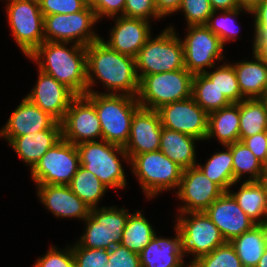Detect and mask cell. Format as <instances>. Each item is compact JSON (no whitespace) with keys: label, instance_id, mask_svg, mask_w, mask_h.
I'll use <instances>...</instances> for the list:
<instances>
[{"label":"cell","instance_id":"obj_1","mask_svg":"<svg viewBox=\"0 0 267 267\" xmlns=\"http://www.w3.org/2000/svg\"><path fill=\"white\" fill-rule=\"evenodd\" d=\"M86 55L87 93H92L99 80L107 90L101 94L137 96L139 77L135 58L112 50L101 39L86 46Z\"/></svg>","mask_w":267,"mask_h":267},{"label":"cell","instance_id":"obj_2","mask_svg":"<svg viewBox=\"0 0 267 267\" xmlns=\"http://www.w3.org/2000/svg\"><path fill=\"white\" fill-rule=\"evenodd\" d=\"M27 58L32 62L35 61L34 64H37L39 70L66 85L76 95L87 93L85 46L44 41Z\"/></svg>","mask_w":267,"mask_h":267},{"label":"cell","instance_id":"obj_3","mask_svg":"<svg viewBox=\"0 0 267 267\" xmlns=\"http://www.w3.org/2000/svg\"><path fill=\"white\" fill-rule=\"evenodd\" d=\"M85 96L94 104L102 129V140L125 147L133 115L141 107L134 96L101 94L92 90Z\"/></svg>","mask_w":267,"mask_h":267},{"label":"cell","instance_id":"obj_4","mask_svg":"<svg viewBox=\"0 0 267 267\" xmlns=\"http://www.w3.org/2000/svg\"><path fill=\"white\" fill-rule=\"evenodd\" d=\"M76 148L80 165L92 172L108 189L117 191L127 187L121 161L129 164V157L124 147L99 140L80 143Z\"/></svg>","mask_w":267,"mask_h":267},{"label":"cell","instance_id":"obj_5","mask_svg":"<svg viewBox=\"0 0 267 267\" xmlns=\"http://www.w3.org/2000/svg\"><path fill=\"white\" fill-rule=\"evenodd\" d=\"M129 165L147 200L164 191H177L184 170L160 150L137 154Z\"/></svg>","mask_w":267,"mask_h":267},{"label":"cell","instance_id":"obj_6","mask_svg":"<svg viewBox=\"0 0 267 267\" xmlns=\"http://www.w3.org/2000/svg\"><path fill=\"white\" fill-rule=\"evenodd\" d=\"M178 36L174 26L169 25L156 37H149L135 58L139 80L145 75L185 68L184 48Z\"/></svg>","mask_w":267,"mask_h":267},{"label":"cell","instance_id":"obj_7","mask_svg":"<svg viewBox=\"0 0 267 267\" xmlns=\"http://www.w3.org/2000/svg\"><path fill=\"white\" fill-rule=\"evenodd\" d=\"M193 74L186 68L145 75L139 80L136 96L142 108L157 110L161 106L192 96Z\"/></svg>","mask_w":267,"mask_h":267},{"label":"cell","instance_id":"obj_8","mask_svg":"<svg viewBox=\"0 0 267 267\" xmlns=\"http://www.w3.org/2000/svg\"><path fill=\"white\" fill-rule=\"evenodd\" d=\"M129 214L128 208L117 206L91 208L90 215L84 220V233L76 243L84 248L110 250L121 243Z\"/></svg>","mask_w":267,"mask_h":267},{"label":"cell","instance_id":"obj_9","mask_svg":"<svg viewBox=\"0 0 267 267\" xmlns=\"http://www.w3.org/2000/svg\"><path fill=\"white\" fill-rule=\"evenodd\" d=\"M7 20L13 38L28 57L44 41V16L39 0H6Z\"/></svg>","mask_w":267,"mask_h":267},{"label":"cell","instance_id":"obj_10","mask_svg":"<svg viewBox=\"0 0 267 267\" xmlns=\"http://www.w3.org/2000/svg\"><path fill=\"white\" fill-rule=\"evenodd\" d=\"M99 23L95 11L87 5L76 13L44 16L45 41L88 46L101 39L95 29Z\"/></svg>","mask_w":267,"mask_h":267},{"label":"cell","instance_id":"obj_11","mask_svg":"<svg viewBox=\"0 0 267 267\" xmlns=\"http://www.w3.org/2000/svg\"><path fill=\"white\" fill-rule=\"evenodd\" d=\"M176 219L174 225L182 235L184 256H193L189 264L226 242L205 211L178 213Z\"/></svg>","mask_w":267,"mask_h":267},{"label":"cell","instance_id":"obj_12","mask_svg":"<svg viewBox=\"0 0 267 267\" xmlns=\"http://www.w3.org/2000/svg\"><path fill=\"white\" fill-rule=\"evenodd\" d=\"M80 166L76 145L61 138L30 170L36 185H69Z\"/></svg>","mask_w":267,"mask_h":267},{"label":"cell","instance_id":"obj_13","mask_svg":"<svg viewBox=\"0 0 267 267\" xmlns=\"http://www.w3.org/2000/svg\"><path fill=\"white\" fill-rule=\"evenodd\" d=\"M186 31L187 34L181 40L184 48V66L190 73L202 74L208 68L214 69L218 61H224L225 47L220 38L206 25L187 26Z\"/></svg>","mask_w":267,"mask_h":267},{"label":"cell","instance_id":"obj_14","mask_svg":"<svg viewBox=\"0 0 267 267\" xmlns=\"http://www.w3.org/2000/svg\"><path fill=\"white\" fill-rule=\"evenodd\" d=\"M62 138L78 145L102 140L100 120L94 104L85 96L77 95L61 121Z\"/></svg>","mask_w":267,"mask_h":267},{"label":"cell","instance_id":"obj_15","mask_svg":"<svg viewBox=\"0 0 267 267\" xmlns=\"http://www.w3.org/2000/svg\"><path fill=\"white\" fill-rule=\"evenodd\" d=\"M161 125L170 130L193 136L200 141L208 133V113L189 97L161 106L157 109Z\"/></svg>","mask_w":267,"mask_h":267},{"label":"cell","instance_id":"obj_16","mask_svg":"<svg viewBox=\"0 0 267 267\" xmlns=\"http://www.w3.org/2000/svg\"><path fill=\"white\" fill-rule=\"evenodd\" d=\"M223 193L198 166L184 169L176 192L177 198L183 203L177 207V213L205 211Z\"/></svg>","mask_w":267,"mask_h":267},{"label":"cell","instance_id":"obj_17","mask_svg":"<svg viewBox=\"0 0 267 267\" xmlns=\"http://www.w3.org/2000/svg\"><path fill=\"white\" fill-rule=\"evenodd\" d=\"M109 40H101L112 50L136 58L151 34V21L125 16H115Z\"/></svg>","mask_w":267,"mask_h":267},{"label":"cell","instance_id":"obj_18","mask_svg":"<svg viewBox=\"0 0 267 267\" xmlns=\"http://www.w3.org/2000/svg\"><path fill=\"white\" fill-rule=\"evenodd\" d=\"M76 96L66 85L38 69L36 84L25 97L61 122Z\"/></svg>","mask_w":267,"mask_h":267},{"label":"cell","instance_id":"obj_19","mask_svg":"<svg viewBox=\"0 0 267 267\" xmlns=\"http://www.w3.org/2000/svg\"><path fill=\"white\" fill-rule=\"evenodd\" d=\"M161 134L157 110L140 107L133 115L129 139L124 147L129 160L137 154L159 150Z\"/></svg>","mask_w":267,"mask_h":267},{"label":"cell","instance_id":"obj_20","mask_svg":"<svg viewBox=\"0 0 267 267\" xmlns=\"http://www.w3.org/2000/svg\"><path fill=\"white\" fill-rule=\"evenodd\" d=\"M205 213L218 227L225 241L228 242L256 225L228 191L217 198L205 210Z\"/></svg>","mask_w":267,"mask_h":267},{"label":"cell","instance_id":"obj_21","mask_svg":"<svg viewBox=\"0 0 267 267\" xmlns=\"http://www.w3.org/2000/svg\"><path fill=\"white\" fill-rule=\"evenodd\" d=\"M36 194L48 211L56 218L84 220L90 215L91 208L68 185H36Z\"/></svg>","mask_w":267,"mask_h":267},{"label":"cell","instance_id":"obj_22","mask_svg":"<svg viewBox=\"0 0 267 267\" xmlns=\"http://www.w3.org/2000/svg\"><path fill=\"white\" fill-rule=\"evenodd\" d=\"M57 120L24 97L0 129V137L16 138L50 129Z\"/></svg>","mask_w":267,"mask_h":267},{"label":"cell","instance_id":"obj_23","mask_svg":"<svg viewBox=\"0 0 267 267\" xmlns=\"http://www.w3.org/2000/svg\"><path fill=\"white\" fill-rule=\"evenodd\" d=\"M175 237H161L157 233L139 253L141 267H186L182 235L174 225Z\"/></svg>","mask_w":267,"mask_h":267},{"label":"cell","instance_id":"obj_24","mask_svg":"<svg viewBox=\"0 0 267 267\" xmlns=\"http://www.w3.org/2000/svg\"><path fill=\"white\" fill-rule=\"evenodd\" d=\"M61 122H56L50 129L29 133L16 138H4L17 156L30 168L60 139Z\"/></svg>","mask_w":267,"mask_h":267},{"label":"cell","instance_id":"obj_25","mask_svg":"<svg viewBox=\"0 0 267 267\" xmlns=\"http://www.w3.org/2000/svg\"><path fill=\"white\" fill-rule=\"evenodd\" d=\"M252 54L250 61L245 59L232 65L241 94L246 99L264 98L267 93V64L254 52Z\"/></svg>","mask_w":267,"mask_h":267},{"label":"cell","instance_id":"obj_26","mask_svg":"<svg viewBox=\"0 0 267 267\" xmlns=\"http://www.w3.org/2000/svg\"><path fill=\"white\" fill-rule=\"evenodd\" d=\"M199 139L162 127L159 150L183 169L197 166L196 145Z\"/></svg>","mask_w":267,"mask_h":267},{"label":"cell","instance_id":"obj_27","mask_svg":"<svg viewBox=\"0 0 267 267\" xmlns=\"http://www.w3.org/2000/svg\"><path fill=\"white\" fill-rule=\"evenodd\" d=\"M239 106L238 103L213 111L208 114V133L206 141L215 139L222 145L239 141Z\"/></svg>","mask_w":267,"mask_h":267},{"label":"cell","instance_id":"obj_28","mask_svg":"<svg viewBox=\"0 0 267 267\" xmlns=\"http://www.w3.org/2000/svg\"><path fill=\"white\" fill-rule=\"evenodd\" d=\"M238 191L229 189L237 204L256 224H267V195L257 181H241ZM232 190V191H231Z\"/></svg>","mask_w":267,"mask_h":267},{"label":"cell","instance_id":"obj_29","mask_svg":"<svg viewBox=\"0 0 267 267\" xmlns=\"http://www.w3.org/2000/svg\"><path fill=\"white\" fill-rule=\"evenodd\" d=\"M230 243L243 267H256L267 247V224H256L249 231L233 238Z\"/></svg>","mask_w":267,"mask_h":267},{"label":"cell","instance_id":"obj_30","mask_svg":"<svg viewBox=\"0 0 267 267\" xmlns=\"http://www.w3.org/2000/svg\"><path fill=\"white\" fill-rule=\"evenodd\" d=\"M238 106L239 141L267 131V103L263 98L244 99Z\"/></svg>","mask_w":267,"mask_h":267},{"label":"cell","instance_id":"obj_31","mask_svg":"<svg viewBox=\"0 0 267 267\" xmlns=\"http://www.w3.org/2000/svg\"><path fill=\"white\" fill-rule=\"evenodd\" d=\"M222 147L225 150L214 152L206 163L203 165L197 163V166L208 179L216 183L224 192H227L233 186L236 187L235 185L239 182L234 181L231 149L227 145Z\"/></svg>","mask_w":267,"mask_h":267},{"label":"cell","instance_id":"obj_32","mask_svg":"<svg viewBox=\"0 0 267 267\" xmlns=\"http://www.w3.org/2000/svg\"><path fill=\"white\" fill-rule=\"evenodd\" d=\"M142 212L143 210H137L129 214L120 243L136 253H140L156 234L152 224Z\"/></svg>","mask_w":267,"mask_h":267},{"label":"cell","instance_id":"obj_33","mask_svg":"<svg viewBox=\"0 0 267 267\" xmlns=\"http://www.w3.org/2000/svg\"><path fill=\"white\" fill-rule=\"evenodd\" d=\"M68 186L90 208H97L108 190L99 178L81 165Z\"/></svg>","mask_w":267,"mask_h":267},{"label":"cell","instance_id":"obj_34","mask_svg":"<svg viewBox=\"0 0 267 267\" xmlns=\"http://www.w3.org/2000/svg\"><path fill=\"white\" fill-rule=\"evenodd\" d=\"M192 97L208 114L231 104L226 96L203 73L193 76Z\"/></svg>","mask_w":267,"mask_h":267},{"label":"cell","instance_id":"obj_35","mask_svg":"<svg viewBox=\"0 0 267 267\" xmlns=\"http://www.w3.org/2000/svg\"><path fill=\"white\" fill-rule=\"evenodd\" d=\"M233 157L234 181L240 182L244 174L249 178L245 181H257L262 171L263 164L256 158L252 151L241 141L227 145Z\"/></svg>","mask_w":267,"mask_h":267},{"label":"cell","instance_id":"obj_36","mask_svg":"<svg viewBox=\"0 0 267 267\" xmlns=\"http://www.w3.org/2000/svg\"><path fill=\"white\" fill-rule=\"evenodd\" d=\"M243 11L247 14H251L250 10L244 7L233 10L213 11L206 26L217 35L222 44L226 46L225 43L227 44L230 41L235 42L239 37L238 34L240 30L238 29V24H235V20Z\"/></svg>","mask_w":267,"mask_h":267},{"label":"cell","instance_id":"obj_37","mask_svg":"<svg viewBox=\"0 0 267 267\" xmlns=\"http://www.w3.org/2000/svg\"><path fill=\"white\" fill-rule=\"evenodd\" d=\"M222 92L231 103H239L246 99L239 89L235 69L232 63L217 64L214 70L203 73Z\"/></svg>","mask_w":267,"mask_h":267},{"label":"cell","instance_id":"obj_38","mask_svg":"<svg viewBox=\"0 0 267 267\" xmlns=\"http://www.w3.org/2000/svg\"><path fill=\"white\" fill-rule=\"evenodd\" d=\"M192 267H243L233 245L226 241L211 253L197 258Z\"/></svg>","mask_w":267,"mask_h":267},{"label":"cell","instance_id":"obj_39","mask_svg":"<svg viewBox=\"0 0 267 267\" xmlns=\"http://www.w3.org/2000/svg\"><path fill=\"white\" fill-rule=\"evenodd\" d=\"M183 12L187 25H206L214 11L209 0H181L177 12Z\"/></svg>","mask_w":267,"mask_h":267},{"label":"cell","instance_id":"obj_40","mask_svg":"<svg viewBox=\"0 0 267 267\" xmlns=\"http://www.w3.org/2000/svg\"><path fill=\"white\" fill-rule=\"evenodd\" d=\"M75 267H104L109 259V250L80 247L72 245Z\"/></svg>","mask_w":267,"mask_h":267},{"label":"cell","instance_id":"obj_41","mask_svg":"<svg viewBox=\"0 0 267 267\" xmlns=\"http://www.w3.org/2000/svg\"><path fill=\"white\" fill-rule=\"evenodd\" d=\"M32 267H75L72 245L61 249L51 245L46 254L40 256Z\"/></svg>","mask_w":267,"mask_h":267},{"label":"cell","instance_id":"obj_42","mask_svg":"<svg viewBox=\"0 0 267 267\" xmlns=\"http://www.w3.org/2000/svg\"><path fill=\"white\" fill-rule=\"evenodd\" d=\"M123 16L139 18L147 21L160 20L163 17L158 13L154 0H126Z\"/></svg>","mask_w":267,"mask_h":267},{"label":"cell","instance_id":"obj_43","mask_svg":"<svg viewBox=\"0 0 267 267\" xmlns=\"http://www.w3.org/2000/svg\"><path fill=\"white\" fill-rule=\"evenodd\" d=\"M43 16L76 13L88 5V0H39Z\"/></svg>","mask_w":267,"mask_h":267},{"label":"cell","instance_id":"obj_44","mask_svg":"<svg viewBox=\"0 0 267 267\" xmlns=\"http://www.w3.org/2000/svg\"><path fill=\"white\" fill-rule=\"evenodd\" d=\"M108 262L113 267H141L140 255L118 244L109 250Z\"/></svg>","mask_w":267,"mask_h":267},{"label":"cell","instance_id":"obj_45","mask_svg":"<svg viewBox=\"0 0 267 267\" xmlns=\"http://www.w3.org/2000/svg\"><path fill=\"white\" fill-rule=\"evenodd\" d=\"M125 2L126 0H88V5L100 21L103 17L112 19L115 16H123Z\"/></svg>","mask_w":267,"mask_h":267},{"label":"cell","instance_id":"obj_46","mask_svg":"<svg viewBox=\"0 0 267 267\" xmlns=\"http://www.w3.org/2000/svg\"><path fill=\"white\" fill-rule=\"evenodd\" d=\"M250 12L254 17L253 39H267V0H261Z\"/></svg>","mask_w":267,"mask_h":267},{"label":"cell","instance_id":"obj_47","mask_svg":"<svg viewBox=\"0 0 267 267\" xmlns=\"http://www.w3.org/2000/svg\"><path fill=\"white\" fill-rule=\"evenodd\" d=\"M241 142L252 151L263 165L267 164V131L242 139Z\"/></svg>","mask_w":267,"mask_h":267},{"label":"cell","instance_id":"obj_48","mask_svg":"<svg viewBox=\"0 0 267 267\" xmlns=\"http://www.w3.org/2000/svg\"><path fill=\"white\" fill-rule=\"evenodd\" d=\"M158 13L165 18L166 16L177 13L181 0H154Z\"/></svg>","mask_w":267,"mask_h":267},{"label":"cell","instance_id":"obj_49","mask_svg":"<svg viewBox=\"0 0 267 267\" xmlns=\"http://www.w3.org/2000/svg\"><path fill=\"white\" fill-rule=\"evenodd\" d=\"M252 52L267 64V39H253Z\"/></svg>","mask_w":267,"mask_h":267},{"label":"cell","instance_id":"obj_50","mask_svg":"<svg viewBox=\"0 0 267 267\" xmlns=\"http://www.w3.org/2000/svg\"><path fill=\"white\" fill-rule=\"evenodd\" d=\"M214 11L233 10L239 8L237 0H209Z\"/></svg>","mask_w":267,"mask_h":267},{"label":"cell","instance_id":"obj_51","mask_svg":"<svg viewBox=\"0 0 267 267\" xmlns=\"http://www.w3.org/2000/svg\"><path fill=\"white\" fill-rule=\"evenodd\" d=\"M257 182L263 188L264 192L267 195V164L263 165L262 171Z\"/></svg>","mask_w":267,"mask_h":267},{"label":"cell","instance_id":"obj_52","mask_svg":"<svg viewBox=\"0 0 267 267\" xmlns=\"http://www.w3.org/2000/svg\"><path fill=\"white\" fill-rule=\"evenodd\" d=\"M240 7L247 8L251 10L255 5H257L261 0H237Z\"/></svg>","mask_w":267,"mask_h":267},{"label":"cell","instance_id":"obj_53","mask_svg":"<svg viewBox=\"0 0 267 267\" xmlns=\"http://www.w3.org/2000/svg\"><path fill=\"white\" fill-rule=\"evenodd\" d=\"M256 267H267V247L260 258L259 262L257 263Z\"/></svg>","mask_w":267,"mask_h":267},{"label":"cell","instance_id":"obj_54","mask_svg":"<svg viewBox=\"0 0 267 267\" xmlns=\"http://www.w3.org/2000/svg\"><path fill=\"white\" fill-rule=\"evenodd\" d=\"M104 267H113V266L110 262H107V264H105Z\"/></svg>","mask_w":267,"mask_h":267},{"label":"cell","instance_id":"obj_55","mask_svg":"<svg viewBox=\"0 0 267 267\" xmlns=\"http://www.w3.org/2000/svg\"><path fill=\"white\" fill-rule=\"evenodd\" d=\"M265 101H266V103H267V93H266V95H265V97L263 98Z\"/></svg>","mask_w":267,"mask_h":267}]
</instances>
